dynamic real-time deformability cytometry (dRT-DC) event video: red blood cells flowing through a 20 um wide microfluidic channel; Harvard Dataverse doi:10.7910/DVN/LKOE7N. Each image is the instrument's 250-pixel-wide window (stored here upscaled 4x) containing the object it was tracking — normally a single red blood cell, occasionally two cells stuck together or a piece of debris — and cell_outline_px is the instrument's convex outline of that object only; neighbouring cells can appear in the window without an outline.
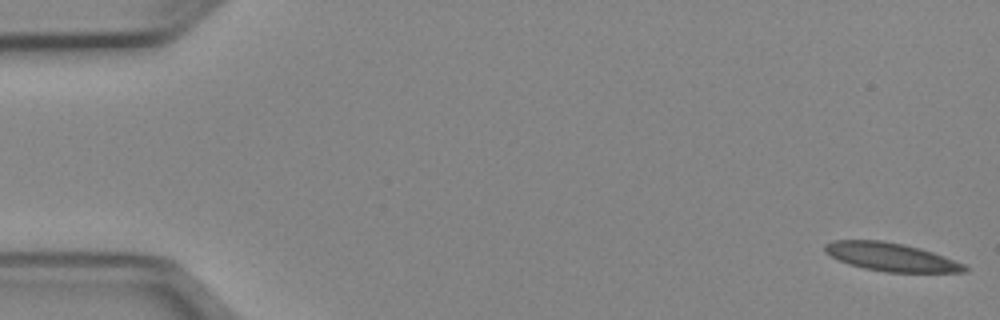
{"species": "Egyptian fruit bat (a non-hibernating species)", "species_latin": "Rousettus aegyptiacus", "temperature_condition": "cold", "stored_images_in_passage": 51, "camera_frame_rate_fps": 3000, "um_per_image_px": 0.085, "animal": {"sex": "female"}, "frame": {"image": 1, "passage_image": 1, "time_ms": 0.0, "image_size_px": [1000, 320], "cell_outline_px": [[968, 272], [884, 272], [864, 268], [848, 264], [824, 252], [824, 244], [832, 240], [880, 240], [904, 244], [920, 248], [944, 256], [964, 264], [968, 268]], "centroid_in_image_um": [75.72, 21.84], "position_along_channel_um": 9.3, "area_um2": 23.0}}
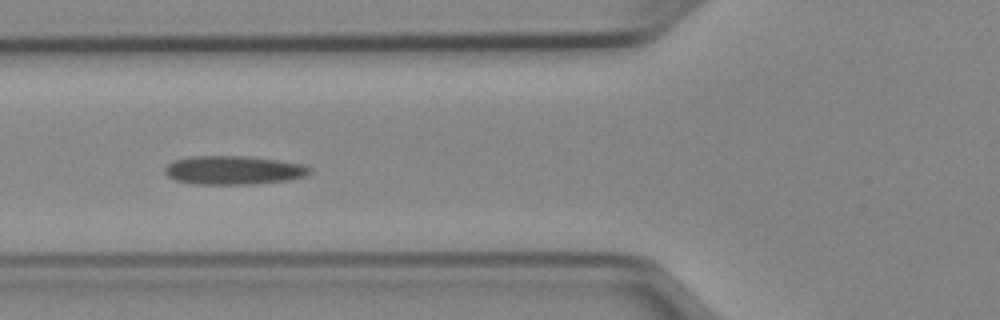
{"frame": {"image": 2, "passage_image": 19, "time_ms": 6.0, "image_size_px": [1000, 320], "cell_outline_px": [[312, 172], [304, 176], [288, 180], [252, 184], [196, 184], [176, 180], [168, 176], [164, 172], [164, 168], [168, 164], [176, 160], [188, 156], [248, 156], [280, 160], [300, 164], [312, 168]], "centroid_in_image_um": [19.85, 14.46], "position_along_channel_um": 105.9, "area_um2": 24.22}}
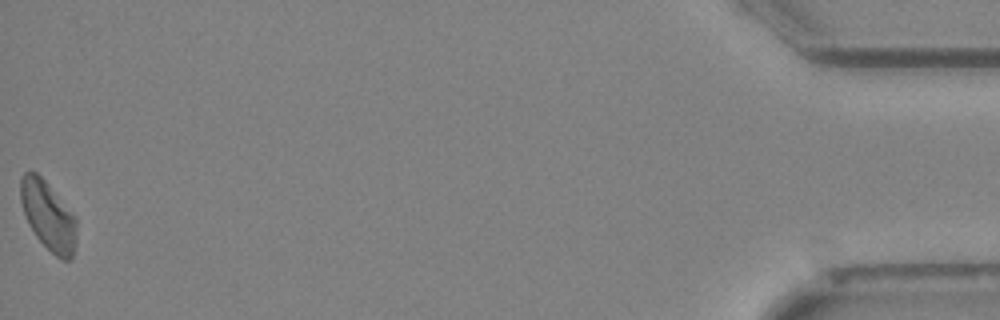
{"frame": {"image": 3, "passage_image": 51, "time_ms": 16.667, "image_size_px": [1000, 320], "cell_outline_px": [[76, 244], [72, 256], [68, 260], [60, 260], [36, 236], [28, 224], [20, 200], [20, 180], [24, 172], [36, 172], [44, 180], [76, 216]], "centroid_in_image_um": [4.1, 18.34], "position_along_channel_um": 431.1, "area_um2": 22.31}, "authors_computed_cell_mechanics": {"area_um2": 23.0044, "velocity_mm_per_s": 3.9523, "shape_relaxation_time_tau1_ms": null, "shape_relaxation_time_tau2_ms": 5.9578, "deformation_change_tau1": null, "deformation_change_tau2": 0.1362}}